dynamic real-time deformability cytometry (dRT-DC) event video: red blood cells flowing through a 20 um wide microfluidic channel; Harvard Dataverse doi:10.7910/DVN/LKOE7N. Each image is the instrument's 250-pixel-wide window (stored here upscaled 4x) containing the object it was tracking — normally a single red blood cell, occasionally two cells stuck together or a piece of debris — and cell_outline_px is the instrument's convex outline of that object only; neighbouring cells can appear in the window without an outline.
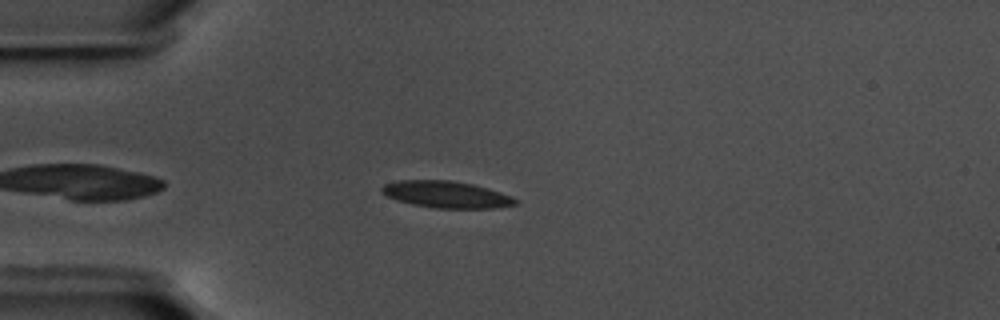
{"species": "common noctule bat (a hibernating species)", "species_latin": "Nyctalus noctula", "temperature_condition": "warm", "stored_images_in_passage": 45, "camera_frame_rate_fps": 3000, "um_per_image_px": 0.085, "animal": {"sex": "male", "body_mass_g": 17.5, "forearm_length_mm": 52.3}, "frame": {"image": 1, "passage_image": 8, "time_ms": 2.333, "image_size_px": [1000, 320], "cell_outline_px": [[520, 200], [516, 204], [492, 208], [436, 208], [412, 204], [396, 200], [380, 192], [380, 188], [384, 184], [396, 180], [452, 180], [472, 184], [488, 188], [512, 196]], "centroid_in_image_um": [37.92, 16.52], "position_along_channel_um": 47.1, "area_um2": 20.92}}
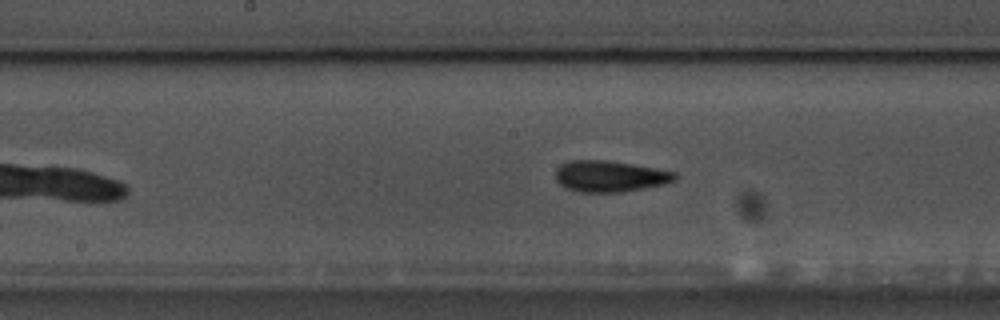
{"frame": {"image": 2, "passage_image": 22, "time_ms": 7.0, "image_size_px": [1000, 320], "cell_outline_px": [[676, 180], [664, 184], [644, 188], [620, 192], [580, 192], [564, 188], [556, 180], [556, 168], [560, 164], [568, 160], [608, 160], [656, 168], [676, 172]], "centroid_in_image_um": [51.81, 14.97], "position_along_channel_um": 196.4, "area_um2": 21.85}}
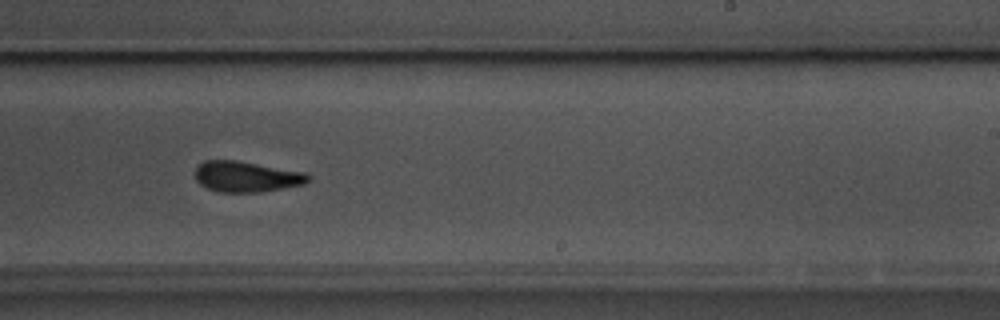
{"frame": {"image": 3, "passage_image": 28, "time_ms": 9.0, "image_size_px": [1000, 320], "cell_outline_px": [[312, 176], [304, 184], [260, 192], [220, 192], [208, 188], [200, 184], [196, 180], [196, 168], [204, 160], [236, 160], [304, 172]], "centroid_in_image_um": [20.94, 15.01], "position_along_channel_um": 268.1, "area_um2": 20.06}, "authors_computed_cell_mechanics": {"area_um2": 20.519, "velocity_mm_per_s": 3.5954, "shape_relaxation_time_tau1_ms": 3.7244, "shape_relaxation_time_tau2_ms": 1.6948, "deformation_change_tau1": 0.1363, "deformation_change_tau2": 0.0935}}